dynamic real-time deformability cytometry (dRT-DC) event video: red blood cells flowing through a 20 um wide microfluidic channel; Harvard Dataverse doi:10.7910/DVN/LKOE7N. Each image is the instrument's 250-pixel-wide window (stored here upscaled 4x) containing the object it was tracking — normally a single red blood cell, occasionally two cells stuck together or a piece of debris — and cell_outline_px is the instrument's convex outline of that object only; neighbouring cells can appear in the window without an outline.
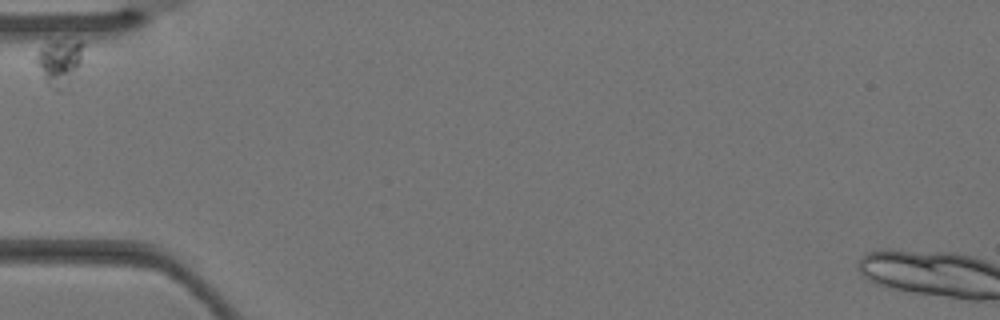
{"species": "Egyptian fruit bat (a non-hibernating species)", "species_latin": "Rousettus aegyptiacus", "temperature_condition": "warm", "stored_images_in_passage": 2, "camera_frame_rate_fps": 3000, "um_per_image_px": 0.085, "animal": {"sex": "female"}, "frame": {"image": 1, "passage_image": 1, "time_ms": 0.0, "image_size_px": [1000, 320], "cell_outline_px": [[84, 44], [80, 64], [68, 92], [56, 92], [52, 88], [44, 76], [36, 60], [36, 52], [40, 48], [64, 36], [80, 40]], "centroid_in_image_um": [5.14, 5.28], "position_along_channel_um": 79.9, "area_um2": 13.24}}
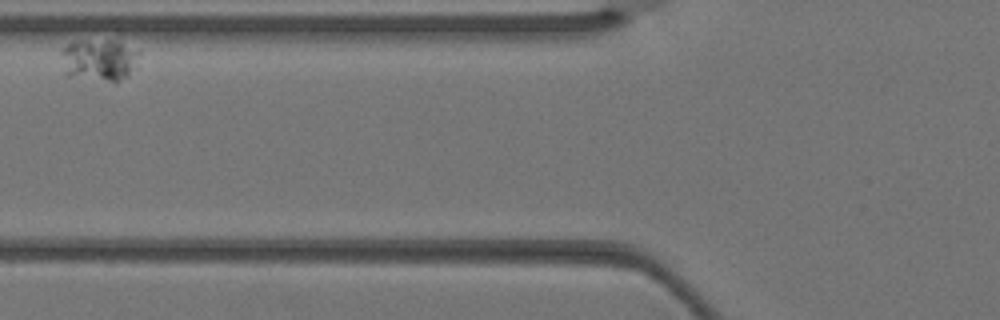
{"frame": {"image": 2, "passage_image": 2, "time_ms": 0.333, "image_size_px": [1000, 320], "cell_outline_px": [[140, 52], [136, 68], [128, 76], [116, 84], [64, 76], [60, 52], [68, 44], [80, 40], [108, 40], [120, 44]], "centroid_in_image_um": [8.39, 5.17], "position_along_channel_um": 117.4, "area_um2": 19.65}}